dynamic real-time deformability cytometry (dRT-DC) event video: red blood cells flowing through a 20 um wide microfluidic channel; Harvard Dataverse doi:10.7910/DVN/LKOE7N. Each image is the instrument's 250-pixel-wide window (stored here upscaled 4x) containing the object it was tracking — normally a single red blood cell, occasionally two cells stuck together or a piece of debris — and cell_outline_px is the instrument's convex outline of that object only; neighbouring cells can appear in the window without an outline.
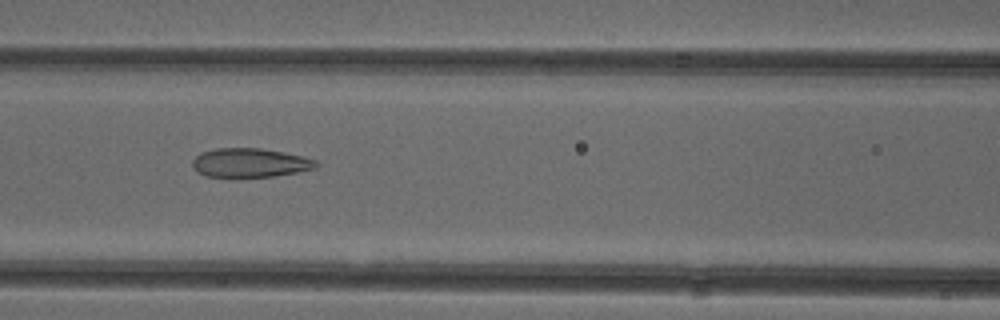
{"species": "common noctule bat (a hibernating species)", "species_latin": "Nyctalus noctula", "temperature_condition": "cold", "stored_images_in_passage": 30, "camera_frame_rate_fps": 3000, "um_per_image_px": 0.085, "animal": {"sex": "female"}, "frame": {"image": 1, "passage_image": 22, "time_ms": 7.0, "image_size_px": [1000, 320], "cell_outline_px": [[316, 168], [296, 172], [272, 176], [236, 180], [232, 180], [204, 176], [196, 172], [192, 168], [192, 160], [200, 152], [216, 148], [260, 148], [284, 152], [304, 156], [316, 160]], "centroid_in_image_um": [21.15, 13.88], "position_along_channel_um": 145.4, "area_um2": 21.85}}
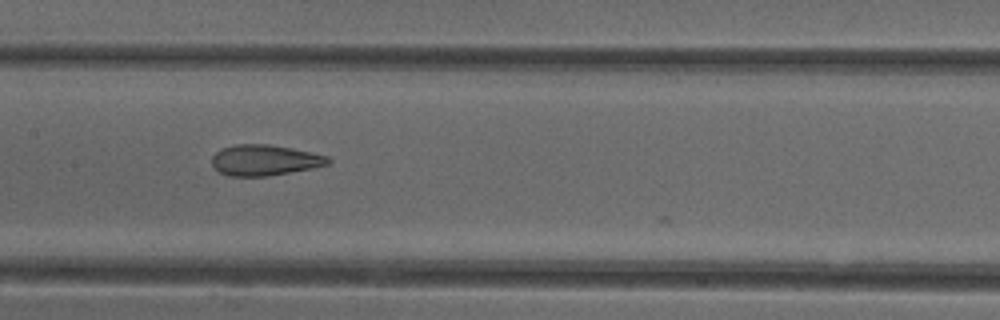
{"frame": {"image": 2, "passage_image": 25, "time_ms": 8.0, "image_size_px": [1000, 320], "cell_outline_px": [[332, 160], [328, 164], [312, 168], [268, 176], [228, 176], [220, 172], [212, 164], [212, 156], [220, 148], [236, 144], [268, 144], [292, 148], [312, 152], [328, 156]], "centroid_in_image_um": [22.49, 13.6], "position_along_channel_um": 184.9, "area_um2": 20.87}}
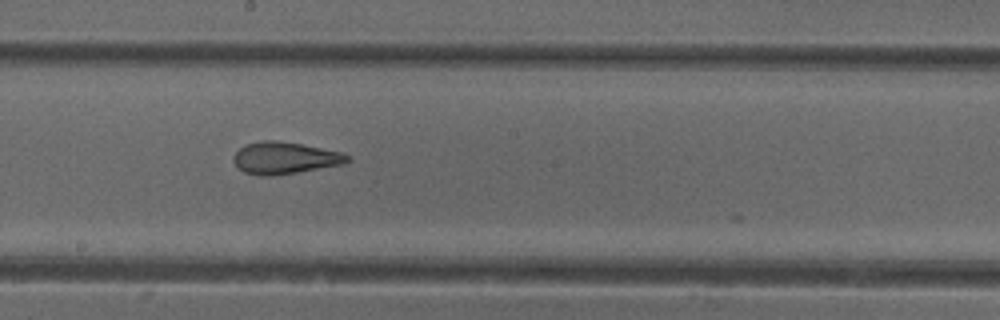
{"frame": {"image": 3, "passage_image": 28, "time_ms": 9.0, "image_size_px": [1000, 320], "cell_outline_px": [[352, 160], [344, 164], [272, 176], [260, 176], [244, 172], [232, 160], [232, 156], [244, 144], [260, 140], [276, 140], [300, 144], [344, 152]], "centroid_in_image_um": [24.2, 13.42], "position_along_channel_um": 224.0, "area_um2": 21.27}}